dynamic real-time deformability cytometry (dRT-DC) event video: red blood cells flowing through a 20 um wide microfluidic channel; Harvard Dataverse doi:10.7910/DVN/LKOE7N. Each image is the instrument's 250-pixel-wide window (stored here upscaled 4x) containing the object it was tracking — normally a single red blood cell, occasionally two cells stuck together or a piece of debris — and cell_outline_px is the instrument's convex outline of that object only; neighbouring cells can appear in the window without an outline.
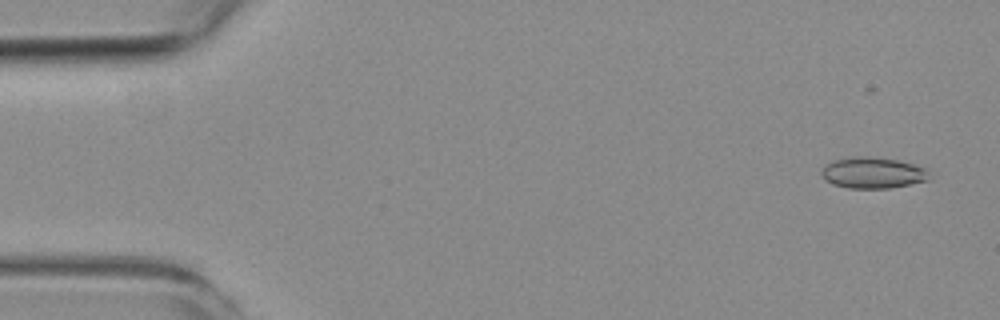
{"species": "common noctule bat (a hibernating species)", "species_latin": "Nyctalus noctula", "temperature_condition": "room temperature", "stored_images_in_passage": 4, "camera_frame_rate_fps": 3000, "um_per_image_px": 0.085, "animal": {"sex": "female", "body_mass_g": 19.3, "forearm_length_mm": 54.1}, "frame": {"image": 1, "passage_image": 1, "time_ms": 0.0, "image_size_px": [1000, 320], "cell_outline_px": [[928, 180], [892, 188], [848, 188], [832, 184], [824, 180], [820, 172], [832, 160], [852, 156], [868, 156], [896, 160], [912, 164], [924, 168]], "centroid_in_image_um": [74.11, 14.69], "position_along_channel_um": 10.9, "area_um2": 19.36}}